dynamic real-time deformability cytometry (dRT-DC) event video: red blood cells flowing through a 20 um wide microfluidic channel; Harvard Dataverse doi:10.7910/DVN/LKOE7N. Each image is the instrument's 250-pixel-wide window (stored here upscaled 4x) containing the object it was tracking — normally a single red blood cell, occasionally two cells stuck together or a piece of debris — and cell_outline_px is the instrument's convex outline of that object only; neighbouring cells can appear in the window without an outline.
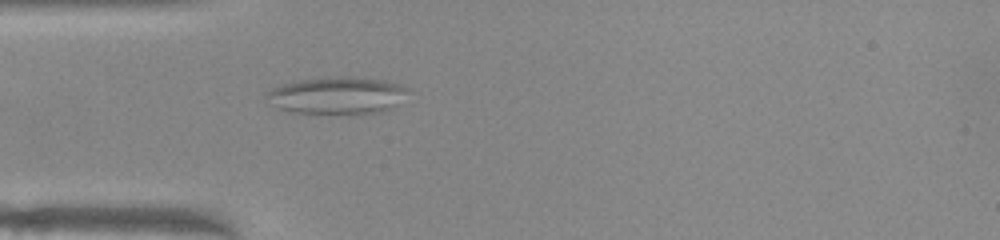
{"species": "common noctule bat (a hibernating species)", "species_latin": "Nyctalus noctula", "temperature_condition": "warm", "stored_images_in_passage": 50, "camera_frame_rate_fps": 3000, "um_per_image_px": 0.085, "animal": {"sex": "female", "body_mass_g": 22.0, "forearm_length_mm": 56.7}, "frame": {"image": 1, "passage_image": 14, "time_ms": 4.333, "image_size_px": [1000, 240], "cell_outline_px": [[408, 88], [396, 104], [380, 112], [360, 116], [348, 116], [288, 112], [276, 108], [268, 104], [264, 96], [272, 88], [280, 84], [300, 80], [340, 76], [352, 76], [384, 80], [400, 84]], "centroid_in_image_um": [28.57, 8.16], "position_along_channel_um": 56.4, "area_um2": 31.56}}
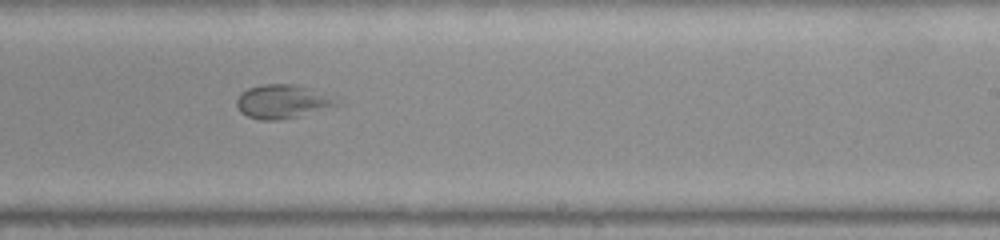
{"frame": {"image": 2, "passage_image": 30, "time_ms": 9.667, "image_size_px": [1000, 240], "cell_outline_px": [[344, 96], [340, 104], [336, 108], [300, 116], [280, 120], [260, 120], [248, 116], [240, 112], [236, 104], [236, 100], [248, 88], [260, 84], [296, 84]], "centroid_in_image_um": [24.22, 8.62], "position_along_channel_um": 264.8, "area_um2": 20.75}}
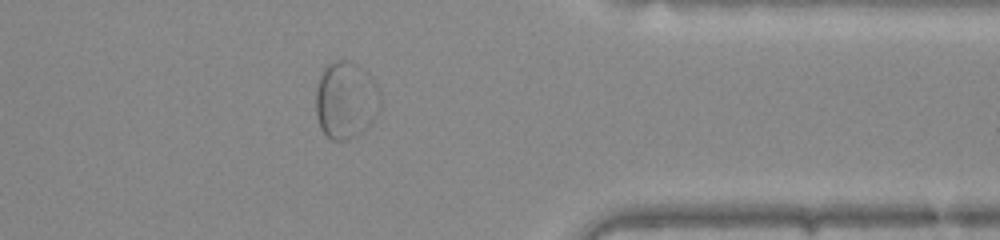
{"frame": {"image": 3, "passage_image": 40, "time_ms": 13.0, "image_size_px": [1000, 240], "cell_outline_px": [[380, 108], [372, 124], [356, 136], [348, 140], [332, 140], [320, 128], [316, 116], [316, 92], [320, 76], [324, 68], [328, 64], [336, 60], [348, 60], [356, 64], [368, 72], [372, 76], [380, 92]], "centroid_in_image_um": [29.42, 8.52], "position_along_channel_um": 382.0, "area_um2": 29.36}}